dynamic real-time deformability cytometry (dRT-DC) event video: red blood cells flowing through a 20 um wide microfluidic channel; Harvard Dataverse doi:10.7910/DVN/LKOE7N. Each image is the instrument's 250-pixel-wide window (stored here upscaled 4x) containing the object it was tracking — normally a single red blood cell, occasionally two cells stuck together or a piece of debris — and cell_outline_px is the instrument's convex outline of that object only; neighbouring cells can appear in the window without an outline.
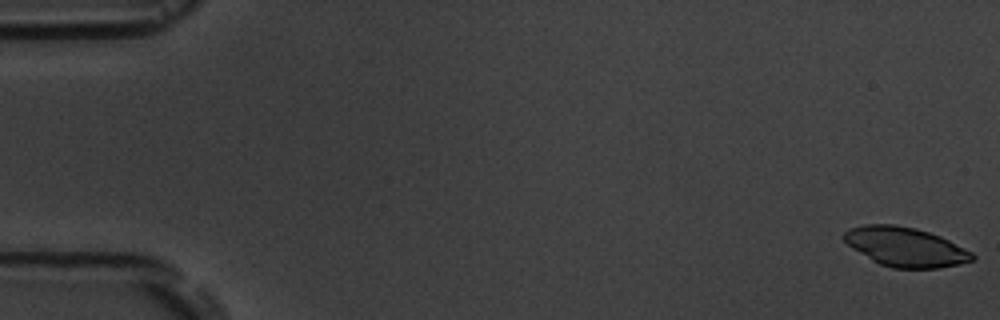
{"species": "common noctule bat (a hibernating species)", "species_latin": "Nyctalus noctula", "temperature_condition": "room temperature", "stored_images_in_passage": 5, "camera_frame_rate_fps": 3000, "um_per_image_px": 0.085, "animal": {"sex": "male", "body_mass_g": 19.5, "forearm_length_mm": 54.6}, "frame": {"image": 1, "passage_image": 1, "time_ms": 0.0, "image_size_px": [1000, 320], "cell_outline_px": [[976, 260], [960, 264], [940, 268], [892, 268], [880, 264], [872, 260], [852, 248], [840, 236], [848, 228], [864, 224], [896, 224], [916, 228], [940, 236], [972, 252], [976, 256]], "centroid_in_image_um": [76.95, 20.98], "position_along_channel_um": 8.1, "area_um2": 29.59}}